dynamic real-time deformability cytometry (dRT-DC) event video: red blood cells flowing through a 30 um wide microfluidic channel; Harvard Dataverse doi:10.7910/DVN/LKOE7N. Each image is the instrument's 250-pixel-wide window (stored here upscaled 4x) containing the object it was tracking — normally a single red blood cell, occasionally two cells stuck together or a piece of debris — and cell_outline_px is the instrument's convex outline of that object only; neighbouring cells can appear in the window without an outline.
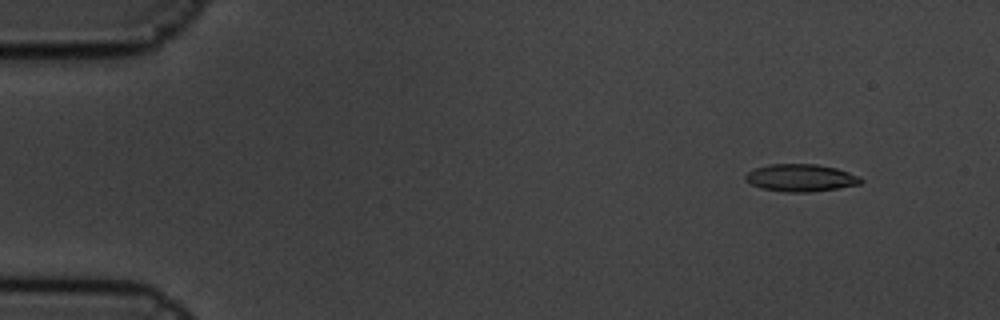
{"species": "common noctule bat (a hibernating species)", "species_latin": "Nyctalus noctula", "temperature_condition": "cold", "stored_images_in_passage": 7, "camera_frame_rate_fps": 3000, "um_per_image_px": 0.085, "animal": {"sex": "male", "body_mass_g": 19.5, "forearm_length_mm": 54.6}, "frame": {"image": 1, "passage_image": 2, "time_ms": 0.333, "image_size_px": [1000, 320], "cell_outline_px": [[864, 180], [860, 184], [836, 188], [808, 192], [784, 192], [760, 188], [744, 180], [744, 176], [748, 172], [756, 168], [768, 164], [816, 164], [836, 168], [860, 176]], "centroid_in_image_um": [68.05, 15.11], "position_along_channel_um": 17.0, "area_um2": 18.38}}
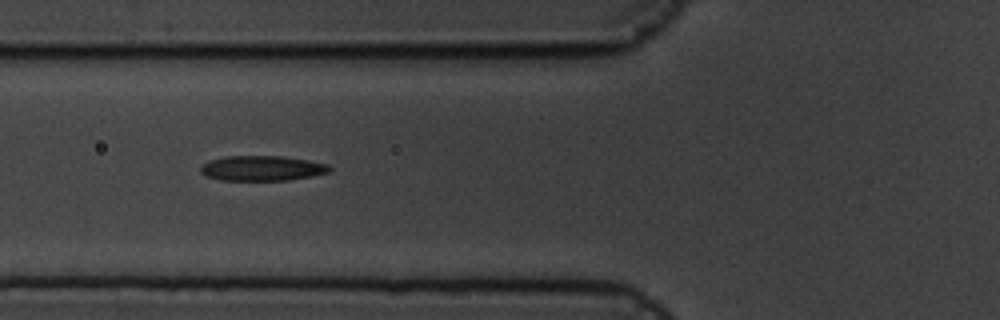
{"frame": {"image": 2, "passage_image": 6, "time_ms": 1.667, "image_size_px": [1000, 320], "cell_outline_px": [[332, 168], [328, 172], [312, 176], [288, 180], [220, 180], [204, 176], [200, 172], [200, 168], [208, 160], [228, 156], [284, 156], [308, 160], [328, 164]], "centroid_in_image_um": [22.26, 14.3], "position_along_channel_um": 103.5, "area_um2": 18.9}}
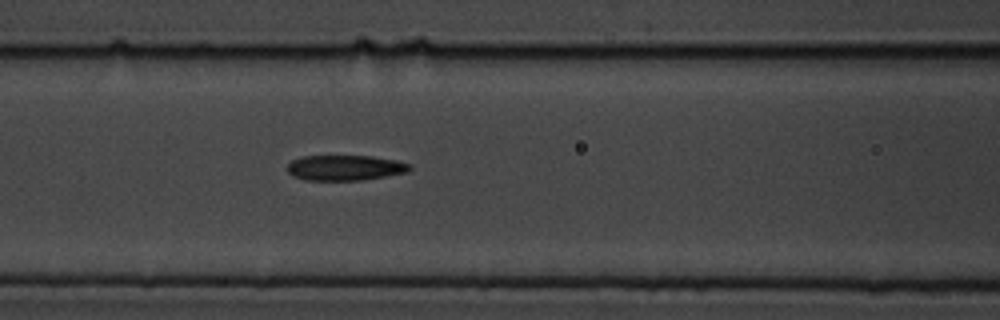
{"frame": {"image": 3, "passage_image": 7, "time_ms": 2.0, "image_size_px": [1000, 320], "cell_outline_px": [[412, 168], [408, 172], [360, 180], [304, 180], [292, 176], [288, 172], [288, 164], [292, 160], [304, 156], [372, 156], [396, 160], [412, 164]], "centroid_in_image_um": [29.34, 14.26], "position_along_channel_um": 137.3, "area_um2": 18.09}}